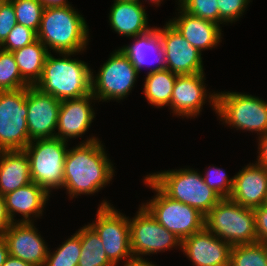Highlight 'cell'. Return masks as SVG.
Masks as SVG:
<instances>
[{
	"label": "cell",
	"mask_w": 267,
	"mask_h": 266,
	"mask_svg": "<svg viewBox=\"0 0 267 266\" xmlns=\"http://www.w3.org/2000/svg\"><path fill=\"white\" fill-rule=\"evenodd\" d=\"M101 142L93 136L68 149L64 160L63 187L71 199L99 192L112 180L115 170Z\"/></svg>",
	"instance_id": "obj_1"
},
{
	"label": "cell",
	"mask_w": 267,
	"mask_h": 266,
	"mask_svg": "<svg viewBox=\"0 0 267 266\" xmlns=\"http://www.w3.org/2000/svg\"><path fill=\"white\" fill-rule=\"evenodd\" d=\"M48 54L40 79L34 85L60 101L77 99L91 93V72L86 62L71 59L73 53Z\"/></svg>",
	"instance_id": "obj_2"
},
{
	"label": "cell",
	"mask_w": 267,
	"mask_h": 266,
	"mask_svg": "<svg viewBox=\"0 0 267 266\" xmlns=\"http://www.w3.org/2000/svg\"><path fill=\"white\" fill-rule=\"evenodd\" d=\"M37 39L57 54L76 55L86 49L89 29L83 16L71 5L44 8Z\"/></svg>",
	"instance_id": "obj_3"
},
{
	"label": "cell",
	"mask_w": 267,
	"mask_h": 266,
	"mask_svg": "<svg viewBox=\"0 0 267 266\" xmlns=\"http://www.w3.org/2000/svg\"><path fill=\"white\" fill-rule=\"evenodd\" d=\"M165 195L190 205L206 216L222 198L194 169L165 170L146 175Z\"/></svg>",
	"instance_id": "obj_4"
},
{
	"label": "cell",
	"mask_w": 267,
	"mask_h": 266,
	"mask_svg": "<svg viewBox=\"0 0 267 266\" xmlns=\"http://www.w3.org/2000/svg\"><path fill=\"white\" fill-rule=\"evenodd\" d=\"M205 228L231 246L257 242L253 208L222 198L205 216Z\"/></svg>",
	"instance_id": "obj_5"
},
{
	"label": "cell",
	"mask_w": 267,
	"mask_h": 266,
	"mask_svg": "<svg viewBox=\"0 0 267 266\" xmlns=\"http://www.w3.org/2000/svg\"><path fill=\"white\" fill-rule=\"evenodd\" d=\"M144 183L155 191L146 204L142 203L151 215L181 241L205 228V216L190 205L173 200L165 195L147 176Z\"/></svg>",
	"instance_id": "obj_6"
},
{
	"label": "cell",
	"mask_w": 267,
	"mask_h": 266,
	"mask_svg": "<svg viewBox=\"0 0 267 266\" xmlns=\"http://www.w3.org/2000/svg\"><path fill=\"white\" fill-rule=\"evenodd\" d=\"M67 148V141L54 137L32 140L24 149L29 158L32 182L49 194L51 189L63 188Z\"/></svg>",
	"instance_id": "obj_7"
},
{
	"label": "cell",
	"mask_w": 267,
	"mask_h": 266,
	"mask_svg": "<svg viewBox=\"0 0 267 266\" xmlns=\"http://www.w3.org/2000/svg\"><path fill=\"white\" fill-rule=\"evenodd\" d=\"M216 113L220 121L236 130L267 133V102L261 98L239 92H218Z\"/></svg>",
	"instance_id": "obj_8"
},
{
	"label": "cell",
	"mask_w": 267,
	"mask_h": 266,
	"mask_svg": "<svg viewBox=\"0 0 267 266\" xmlns=\"http://www.w3.org/2000/svg\"><path fill=\"white\" fill-rule=\"evenodd\" d=\"M91 72V93L99 101L123 100L131 92L139 71L120 48L111 53L96 76Z\"/></svg>",
	"instance_id": "obj_9"
},
{
	"label": "cell",
	"mask_w": 267,
	"mask_h": 266,
	"mask_svg": "<svg viewBox=\"0 0 267 266\" xmlns=\"http://www.w3.org/2000/svg\"><path fill=\"white\" fill-rule=\"evenodd\" d=\"M101 239L108 259L116 266H124L134 259L130 249L129 217L117 211L108 201H103L97 211L96 221L88 224Z\"/></svg>",
	"instance_id": "obj_10"
},
{
	"label": "cell",
	"mask_w": 267,
	"mask_h": 266,
	"mask_svg": "<svg viewBox=\"0 0 267 266\" xmlns=\"http://www.w3.org/2000/svg\"><path fill=\"white\" fill-rule=\"evenodd\" d=\"M26 97L27 87L0 91V151L24 150L31 142Z\"/></svg>",
	"instance_id": "obj_11"
},
{
	"label": "cell",
	"mask_w": 267,
	"mask_h": 266,
	"mask_svg": "<svg viewBox=\"0 0 267 266\" xmlns=\"http://www.w3.org/2000/svg\"><path fill=\"white\" fill-rule=\"evenodd\" d=\"M129 227L130 249L134 259L181 247L182 241L162 226L143 205L135 217L129 219Z\"/></svg>",
	"instance_id": "obj_12"
},
{
	"label": "cell",
	"mask_w": 267,
	"mask_h": 266,
	"mask_svg": "<svg viewBox=\"0 0 267 266\" xmlns=\"http://www.w3.org/2000/svg\"><path fill=\"white\" fill-rule=\"evenodd\" d=\"M158 33L166 69L176 75L204 73L202 54L169 21Z\"/></svg>",
	"instance_id": "obj_13"
},
{
	"label": "cell",
	"mask_w": 267,
	"mask_h": 266,
	"mask_svg": "<svg viewBox=\"0 0 267 266\" xmlns=\"http://www.w3.org/2000/svg\"><path fill=\"white\" fill-rule=\"evenodd\" d=\"M26 104L29 140L56 137L61 101L35 86H28Z\"/></svg>",
	"instance_id": "obj_14"
},
{
	"label": "cell",
	"mask_w": 267,
	"mask_h": 266,
	"mask_svg": "<svg viewBox=\"0 0 267 266\" xmlns=\"http://www.w3.org/2000/svg\"><path fill=\"white\" fill-rule=\"evenodd\" d=\"M204 75V73L177 75L170 103L172 113L177 116L195 118L203 109L206 98L209 99L210 105H213L212 109L216 112L217 94L215 92L207 94Z\"/></svg>",
	"instance_id": "obj_15"
},
{
	"label": "cell",
	"mask_w": 267,
	"mask_h": 266,
	"mask_svg": "<svg viewBox=\"0 0 267 266\" xmlns=\"http://www.w3.org/2000/svg\"><path fill=\"white\" fill-rule=\"evenodd\" d=\"M2 237L7 242L10 256L32 266H44L49 248L34 226V221L14 222Z\"/></svg>",
	"instance_id": "obj_16"
},
{
	"label": "cell",
	"mask_w": 267,
	"mask_h": 266,
	"mask_svg": "<svg viewBox=\"0 0 267 266\" xmlns=\"http://www.w3.org/2000/svg\"><path fill=\"white\" fill-rule=\"evenodd\" d=\"M232 246L206 228L182 240L181 249L195 266H229Z\"/></svg>",
	"instance_id": "obj_17"
},
{
	"label": "cell",
	"mask_w": 267,
	"mask_h": 266,
	"mask_svg": "<svg viewBox=\"0 0 267 266\" xmlns=\"http://www.w3.org/2000/svg\"><path fill=\"white\" fill-rule=\"evenodd\" d=\"M92 100H97L92 93L77 99L61 101L56 137L63 141L81 137L89 129L95 118Z\"/></svg>",
	"instance_id": "obj_18"
},
{
	"label": "cell",
	"mask_w": 267,
	"mask_h": 266,
	"mask_svg": "<svg viewBox=\"0 0 267 266\" xmlns=\"http://www.w3.org/2000/svg\"><path fill=\"white\" fill-rule=\"evenodd\" d=\"M234 184L230 199L248 208L264 205L267 194V168L248 164L233 176Z\"/></svg>",
	"instance_id": "obj_19"
},
{
	"label": "cell",
	"mask_w": 267,
	"mask_h": 266,
	"mask_svg": "<svg viewBox=\"0 0 267 266\" xmlns=\"http://www.w3.org/2000/svg\"><path fill=\"white\" fill-rule=\"evenodd\" d=\"M178 9L180 11L178 18L170 19L169 22L200 53L214 48L221 42L222 29L218 24L193 16L180 6Z\"/></svg>",
	"instance_id": "obj_20"
},
{
	"label": "cell",
	"mask_w": 267,
	"mask_h": 266,
	"mask_svg": "<svg viewBox=\"0 0 267 266\" xmlns=\"http://www.w3.org/2000/svg\"><path fill=\"white\" fill-rule=\"evenodd\" d=\"M49 197V193L34 182L4 195L6 210L12 223L14 221L23 223L32 222V217L35 216L34 218H38L42 216L43 209ZM16 213L23 216L20 221L19 219L18 221L15 220Z\"/></svg>",
	"instance_id": "obj_21"
},
{
	"label": "cell",
	"mask_w": 267,
	"mask_h": 266,
	"mask_svg": "<svg viewBox=\"0 0 267 266\" xmlns=\"http://www.w3.org/2000/svg\"><path fill=\"white\" fill-rule=\"evenodd\" d=\"M140 2L114 0L109 13V22L116 33L133 38L144 34L152 28L148 25V17Z\"/></svg>",
	"instance_id": "obj_22"
},
{
	"label": "cell",
	"mask_w": 267,
	"mask_h": 266,
	"mask_svg": "<svg viewBox=\"0 0 267 266\" xmlns=\"http://www.w3.org/2000/svg\"><path fill=\"white\" fill-rule=\"evenodd\" d=\"M130 45L120 48L131 60L132 64L140 72L142 67L147 64L156 63L150 71H159L166 69L165 57L161 46L158 28L153 27L148 32L137 35ZM154 56V57H153Z\"/></svg>",
	"instance_id": "obj_23"
},
{
	"label": "cell",
	"mask_w": 267,
	"mask_h": 266,
	"mask_svg": "<svg viewBox=\"0 0 267 266\" xmlns=\"http://www.w3.org/2000/svg\"><path fill=\"white\" fill-rule=\"evenodd\" d=\"M32 182L29 158L24 150L0 151V195Z\"/></svg>",
	"instance_id": "obj_24"
},
{
	"label": "cell",
	"mask_w": 267,
	"mask_h": 266,
	"mask_svg": "<svg viewBox=\"0 0 267 266\" xmlns=\"http://www.w3.org/2000/svg\"><path fill=\"white\" fill-rule=\"evenodd\" d=\"M50 51L37 39L31 44L12 52L21 77L30 86H34L40 79L45 60Z\"/></svg>",
	"instance_id": "obj_25"
},
{
	"label": "cell",
	"mask_w": 267,
	"mask_h": 266,
	"mask_svg": "<svg viewBox=\"0 0 267 266\" xmlns=\"http://www.w3.org/2000/svg\"><path fill=\"white\" fill-rule=\"evenodd\" d=\"M177 75L168 69L149 71L144 82V95L149 104L170 107Z\"/></svg>",
	"instance_id": "obj_26"
},
{
	"label": "cell",
	"mask_w": 267,
	"mask_h": 266,
	"mask_svg": "<svg viewBox=\"0 0 267 266\" xmlns=\"http://www.w3.org/2000/svg\"><path fill=\"white\" fill-rule=\"evenodd\" d=\"M77 233L81 240L78 266H115L108 259L101 239L89 225L83 226Z\"/></svg>",
	"instance_id": "obj_27"
},
{
	"label": "cell",
	"mask_w": 267,
	"mask_h": 266,
	"mask_svg": "<svg viewBox=\"0 0 267 266\" xmlns=\"http://www.w3.org/2000/svg\"><path fill=\"white\" fill-rule=\"evenodd\" d=\"M229 266H267V245L254 242L232 246Z\"/></svg>",
	"instance_id": "obj_28"
},
{
	"label": "cell",
	"mask_w": 267,
	"mask_h": 266,
	"mask_svg": "<svg viewBox=\"0 0 267 266\" xmlns=\"http://www.w3.org/2000/svg\"><path fill=\"white\" fill-rule=\"evenodd\" d=\"M81 254L80 235L76 232L53 253L48 251L44 266H78Z\"/></svg>",
	"instance_id": "obj_29"
},
{
	"label": "cell",
	"mask_w": 267,
	"mask_h": 266,
	"mask_svg": "<svg viewBox=\"0 0 267 266\" xmlns=\"http://www.w3.org/2000/svg\"><path fill=\"white\" fill-rule=\"evenodd\" d=\"M30 86L19 72L14 55L0 48V91L18 90Z\"/></svg>",
	"instance_id": "obj_30"
},
{
	"label": "cell",
	"mask_w": 267,
	"mask_h": 266,
	"mask_svg": "<svg viewBox=\"0 0 267 266\" xmlns=\"http://www.w3.org/2000/svg\"><path fill=\"white\" fill-rule=\"evenodd\" d=\"M15 10L17 23L39 31L44 7L38 0H9Z\"/></svg>",
	"instance_id": "obj_31"
},
{
	"label": "cell",
	"mask_w": 267,
	"mask_h": 266,
	"mask_svg": "<svg viewBox=\"0 0 267 266\" xmlns=\"http://www.w3.org/2000/svg\"><path fill=\"white\" fill-rule=\"evenodd\" d=\"M178 3L185 12L219 25L217 0H178Z\"/></svg>",
	"instance_id": "obj_32"
},
{
	"label": "cell",
	"mask_w": 267,
	"mask_h": 266,
	"mask_svg": "<svg viewBox=\"0 0 267 266\" xmlns=\"http://www.w3.org/2000/svg\"><path fill=\"white\" fill-rule=\"evenodd\" d=\"M205 173L202 175L204 182L221 198H229L233 190L234 177L228 179L225 170L215 166Z\"/></svg>",
	"instance_id": "obj_33"
},
{
	"label": "cell",
	"mask_w": 267,
	"mask_h": 266,
	"mask_svg": "<svg viewBox=\"0 0 267 266\" xmlns=\"http://www.w3.org/2000/svg\"><path fill=\"white\" fill-rule=\"evenodd\" d=\"M37 40V33L21 24H16L0 48L13 52Z\"/></svg>",
	"instance_id": "obj_34"
},
{
	"label": "cell",
	"mask_w": 267,
	"mask_h": 266,
	"mask_svg": "<svg viewBox=\"0 0 267 266\" xmlns=\"http://www.w3.org/2000/svg\"><path fill=\"white\" fill-rule=\"evenodd\" d=\"M219 8V26L237 21L245 12L250 0H217Z\"/></svg>",
	"instance_id": "obj_35"
},
{
	"label": "cell",
	"mask_w": 267,
	"mask_h": 266,
	"mask_svg": "<svg viewBox=\"0 0 267 266\" xmlns=\"http://www.w3.org/2000/svg\"><path fill=\"white\" fill-rule=\"evenodd\" d=\"M16 24L17 19L14 7L9 0H5L0 7V45Z\"/></svg>",
	"instance_id": "obj_36"
},
{
	"label": "cell",
	"mask_w": 267,
	"mask_h": 266,
	"mask_svg": "<svg viewBox=\"0 0 267 266\" xmlns=\"http://www.w3.org/2000/svg\"><path fill=\"white\" fill-rule=\"evenodd\" d=\"M255 214V230L257 242L267 245V207L265 205L253 208Z\"/></svg>",
	"instance_id": "obj_37"
},
{
	"label": "cell",
	"mask_w": 267,
	"mask_h": 266,
	"mask_svg": "<svg viewBox=\"0 0 267 266\" xmlns=\"http://www.w3.org/2000/svg\"><path fill=\"white\" fill-rule=\"evenodd\" d=\"M11 224L12 221L6 210L4 196L0 195V236L4 234Z\"/></svg>",
	"instance_id": "obj_38"
},
{
	"label": "cell",
	"mask_w": 267,
	"mask_h": 266,
	"mask_svg": "<svg viewBox=\"0 0 267 266\" xmlns=\"http://www.w3.org/2000/svg\"><path fill=\"white\" fill-rule=\"evenodd\" d=\"M258 151L256 164L265 166L267 168V133L258 137Z\"/></svg>",
	"instance_id": "obj_39"
},
{
	"label": "cell",
	"mask_w": 267,
	"mask_h": 266,
	"mask_svg": "<svg viewBox=\"0 0 267 266\" xmlns=\"http://www.w3.org/2000/svg\"><path fill=\"white\" fill-rule=\"evenodd\" d=\"M44 8L66 7L71 4L67 0H38Z\"/></svg>",
	"instance_id": "obj_40"
},
{
	"label": "cell",
	"mask_w": 267,
	"mask_h": 266,
	"mask_svg": "<svg viewBox=\"0 0 267 266\" xmlns=\"http://www.w3.org/2000/svg\"><path fill=\"white\" fill-rule=\"evenodd\" d=\"M9 256L8 245L6 240L0 236V266H3Z\"/></svg>",
	"instance_id": "obj_41"
},
{
	"label": "cell",
	"mask_w": 267,
	"mask_h": 266,
	"mask_svg": "<svg viewBox=\"0 0 267 266\" xmlns=\"http://www.w3.org/2000/svg\"><path fill=\"white\" fill-rule=\"evenodd\" d=\"M3 266H32V265H30L29 263L21 259H18V258H15L9 255L5 263L3 264Z\"/></svg>",
	"instance_id": "obj_42"
},
{
	"label": "cell",
	"mask_w": 267,
	"mask_h": 266,
	"mask_svg": "<svg viewBox=\"0 0 267 266\" xmlns=\"http://www.w3.org/2000/svg\"><path fill=\"white\" fill-rule=\"evenodd\" d=\"M125 266H156V264H152V262L144 259H133Z\"/></svg>",
	"instance_id": "obj_43"
},
{
	"label": "cell",
	"mask_w": 267,
	"mask_h": 266,
	"mask_svg": "<svg viewBox=\"0 0 267 266\" xmlns=\"http://www.w3.org/2000/svg\"><path fill=\"white\" fill-rule=\"evenodd\" d=\"M145 1H147V0H145ZM149 1H150V3L152 2L154 5L156 4L157 6H159L160 2L163 1V0H148V2ZM140 3H142L141 0H140Z\"/></svg>",
	"instance_id": "obj_44"
},
{
	"label": "cell",
	"mask_w": 267,
	"mask_h": 266,
	"mask_svg": "<svg viewBox=\"0 0 267 266\" xmlns=\"http://www.w3.org/2000/svg\"><path fill=\"white\" fill-rule=\"evenodd\" d=\"M120 1H135V2H140V0H120Z\"/></svg>",
	"instance_id": "obj_45"
},
{
	"label": "cell",
	"mask_w": 267,
	"mask_h": 266,
	"mask_svg": "<svg viewBox=\"0 0 267 266\" xmlns=\"http://www.w3.org/2000/svg\"><path fill=\"white\" fill-rule=\"evenodd\" d=\"M264 205L267 207V194H266Z\"/></svg>",
	"instance_id": "obj_46"
},
{
	"label": "cell",
	"mask_w": 267,
	"mask_h": 266,
	"mask_svg": "<svg viewBox=\"0 0 267 266\" xmlns=\"http://www.w3.org/2000/svg\"><path fill=\"white\" fill-rule=\"evenodd\" d=\"M4 1H5V0H0V7H1V5L3 4Z\"/></svg>",
	"instance_id": "obj_47"
}]
</instances>
